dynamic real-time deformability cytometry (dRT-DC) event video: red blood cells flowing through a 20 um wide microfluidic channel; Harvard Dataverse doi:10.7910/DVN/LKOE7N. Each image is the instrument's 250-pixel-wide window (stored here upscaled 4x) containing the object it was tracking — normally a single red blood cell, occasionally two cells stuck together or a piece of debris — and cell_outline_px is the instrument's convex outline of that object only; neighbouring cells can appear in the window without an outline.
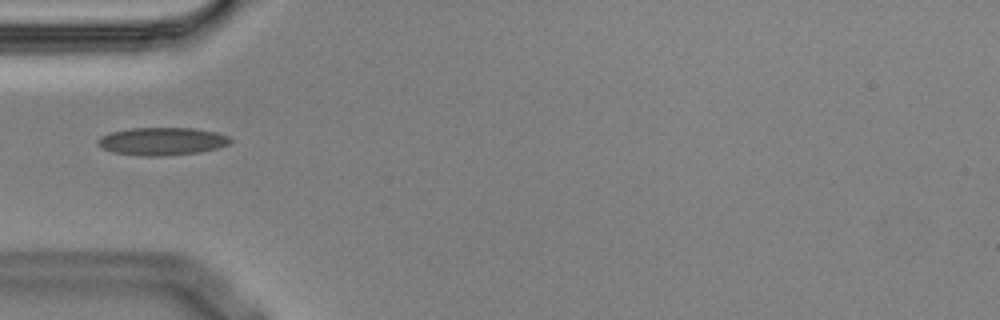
{"species": "Egyptian fruit bat (a non-hibernating species)", "species_latin": "Rousettus aegyptiacus", "temperature_condition": "cold", "stored_images_in_passage": 1, "camera_frame_rate_fps": 3000, "um_per_image_px": 0.085, "animal": {"sex": "male"}, "frame": {"image": 1, "passage_image": 1, "time_ms": 0.0, "image_size_px": [1000, 320], "cell_outline_px": [[232, 140], [228, 144], [216, 148], [200, 152], [160, 156], [144, 156], [112, 152], [96, 144], [96, 140], [100, 136], [112, 132], [132, 128], [196, 128], [216, 132], [228, 136]], "centroid_in_image_um": [13.76, 12.0], "position_along_channel_um": 71.2, "area_um2": 21.39}}